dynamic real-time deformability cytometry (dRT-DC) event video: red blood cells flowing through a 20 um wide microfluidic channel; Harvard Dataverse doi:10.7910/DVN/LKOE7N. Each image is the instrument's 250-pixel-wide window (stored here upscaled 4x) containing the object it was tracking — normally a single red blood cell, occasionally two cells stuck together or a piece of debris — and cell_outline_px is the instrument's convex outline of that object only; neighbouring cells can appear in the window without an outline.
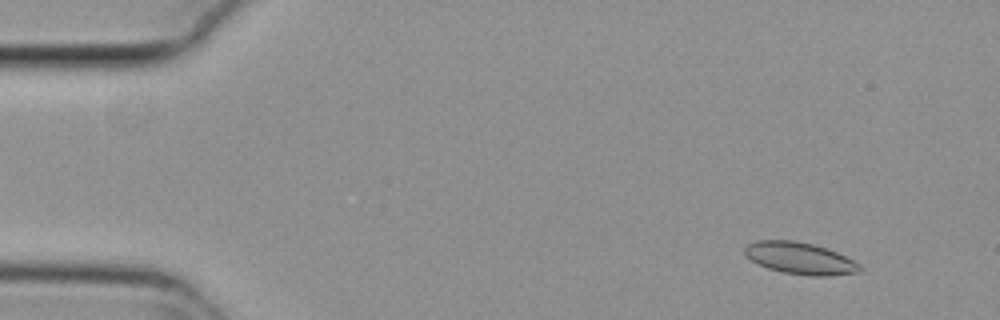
{"species": "common noctule bat (a hibernating species)", "species_latin": "Nyctalus noctula", "temperature_condition": "cold", "stored_images_in_passage": 55, "camera_frame_rate_fps": 3000, "um_per_image_px": 0.085, "animal": {"sex": "female", "body_mass_g": 29.2, "forearm_length_mm": 56.3}, "frame": {"image": 1, "passage_image": 6, "time_ms": 1.667, "image_size_px": [1000, 320], "cell_outline_px": [[864, 268], [860, 272], [828, 276], [808, 276], [784, 272], [768, 268], [744, 256], [744, 248], [748, 244], [756, 240], [796, 240], [812, 244], [836, 252], [860, 264]], "centroid_in_image_um": [68.0, 21.95], "position_along_channel_um": 17.0, "area_um2": 21.33}}
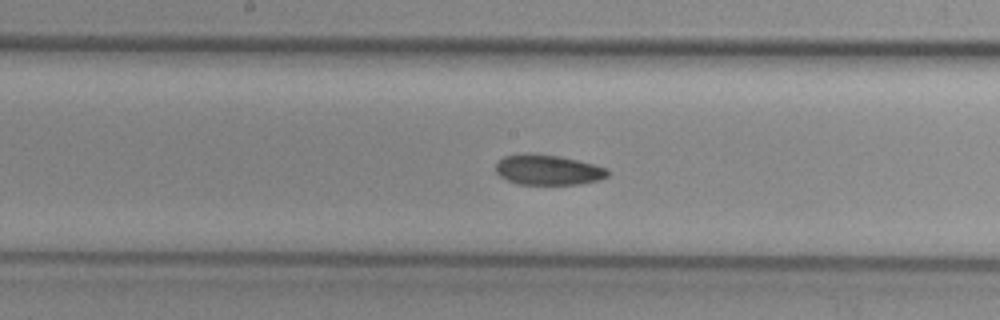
{"frame": {"image": 2, "passage_image": 29, "time_ms": 9.333, "image_size_px": [1000, 320], "cell_outline_px": [[608, 176], [600, 180], [580, 184], [516, 184], [500, 176], [496, 172], [496, 164], [504, 156], [524, 152], [560, 156], [608, 168]], "centroid_in_image_um": [46.57, 14.43], "position_along_channel_um": 201.6, "area_um2": 19.77}}
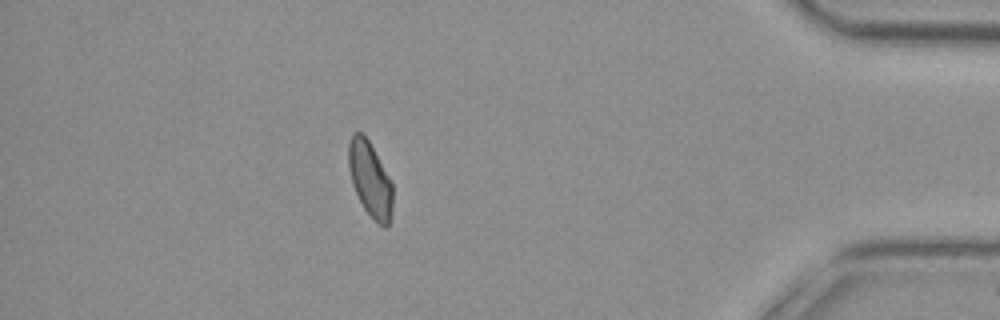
{"frame": {"image": 3, "passage_image": 49, "time_ms": 16.0, "image_size_px": [1000, 320], "cell_outline_px": [[392, 212], [388, 224], [384, 228], [376, 224], [364, 208], [352, 184], [348, 164], [348, 140], [352, 132], [360, 132], [368, 140], [388, 176], [392, 184]], "centroid_in_image_um": [31.44, 15.26], "position_along_channel_um": 403.8, "area_um2": 19.19}, "authors_computed_cell_mechanics": {"area_um2": 20.2878, "velocity_mm_per_s": 3.7618, "shape_relaxation_time_tau1_ms": null, "shape_relaxation_time_tau2_ms": 5.3099, "deformation_change_tau1": null, "deformation_change_tau2": 0.0933}}